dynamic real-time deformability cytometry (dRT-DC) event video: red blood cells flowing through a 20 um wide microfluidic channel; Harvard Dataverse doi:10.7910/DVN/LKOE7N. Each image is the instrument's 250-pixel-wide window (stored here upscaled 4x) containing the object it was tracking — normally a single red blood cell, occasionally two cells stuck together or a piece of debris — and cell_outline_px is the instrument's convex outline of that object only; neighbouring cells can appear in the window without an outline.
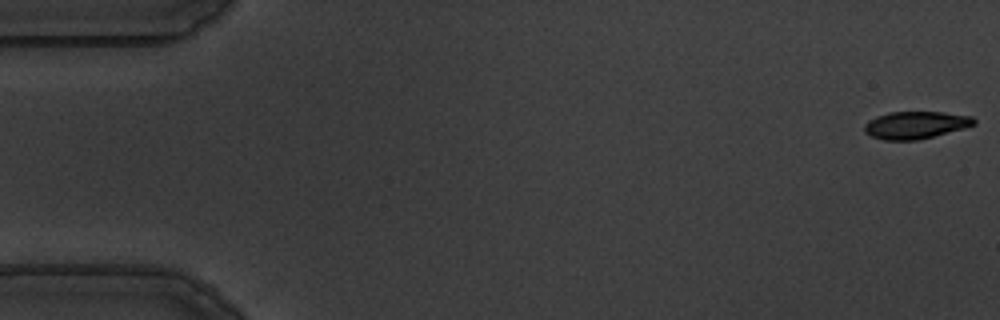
{"species": "common noctule bat (a hibernating species)", "species_latin": "Nyctalus noctula", "temperature_condition": "warm", "stored_images_in_passage": 56, "camera_frame_rate_fps": 3000, "um_per_image_px": 0.085, "animal": {"sex": "male", "body_mass_g": 19.5, "forearm_length_mm": 54.6}, "frame": {"image": 1, "passage_image": 1, "time_ms": 0.0, "image_size_px": [1000, 320], "cell_outline_px": [[976, 124], [964, 128], [916, 140], [884, 140], [872, 136], [864, 132], [864, 124], [868, 120], [876, 116], [888, 112], [940, 112], [972, 116], [976, 120]], "centroid_in_image_um": [77.8, 10.62], "position_along_channel_um": 7.2, "area_um2": 17.4}}
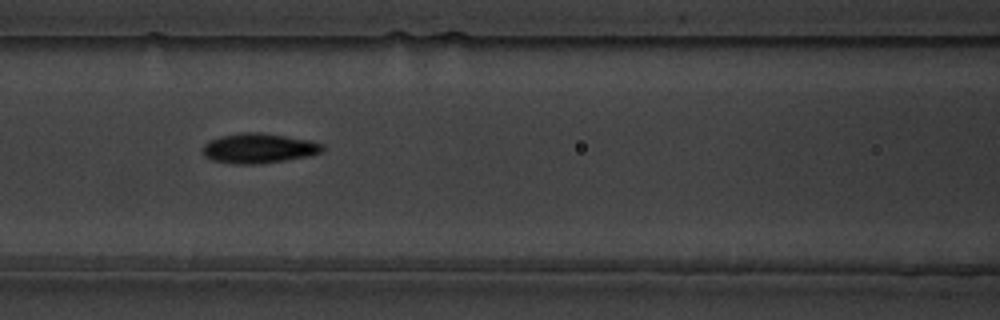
{"frame": {"image": 2, "passage_image": 24, "time_ms": 7.667, "image_size_px": [1000, 320], "cell_outline_px": [[324, 152], [308, 156], [284, 160], [256, 164], [232, 164], [212, 160], [204, 156], [204, 144], [208, 140], [220, 136], [244, 132], [260, 132], [312, 140], [324, 144]], "centroid_in_image_um": [22.02, 12.6], "position_along_channel_um": 144.6, "area_um2": 20.98}}
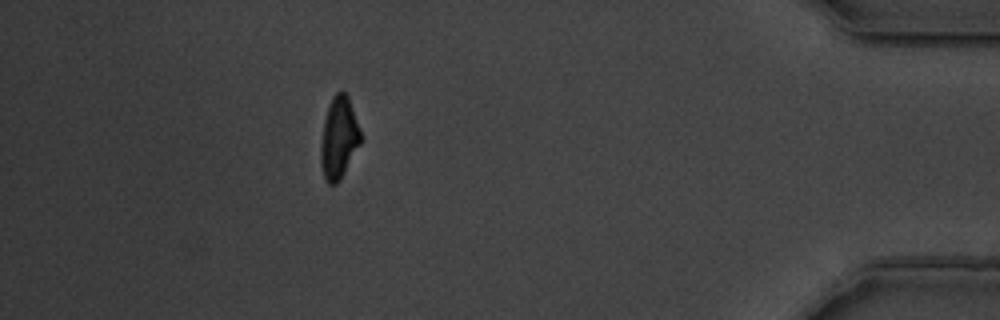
{"frame": {"image": 3, "passage_image": 50, "time_ms": 16.333, "image_size_px": [1000, 320], "cell_outline_px": [[360, 144], [340, 180], [336, 184], [328, 184], [324, 180], [320, 160], [320, 144], [324, 120], [332, 96], [336, 92], [344, 92], [348, 96], [360, 132]], "centroid_in_image_um": [28.77, 11.76], "position_along_channel_um": 406.4, "area_um2": 18.79}, "authors_computed_cell_mechanics": {"area_um2": 19.5653, "velocity_mm_per_s": 3.616, "shape_relaxation_time_tau1_ms": 3.4999, "shape_relaxation_time_tau2_ms": 2.0125, "deformation_change_tau1": 0.1883, "deformation_change_tau2": 0.0826}}